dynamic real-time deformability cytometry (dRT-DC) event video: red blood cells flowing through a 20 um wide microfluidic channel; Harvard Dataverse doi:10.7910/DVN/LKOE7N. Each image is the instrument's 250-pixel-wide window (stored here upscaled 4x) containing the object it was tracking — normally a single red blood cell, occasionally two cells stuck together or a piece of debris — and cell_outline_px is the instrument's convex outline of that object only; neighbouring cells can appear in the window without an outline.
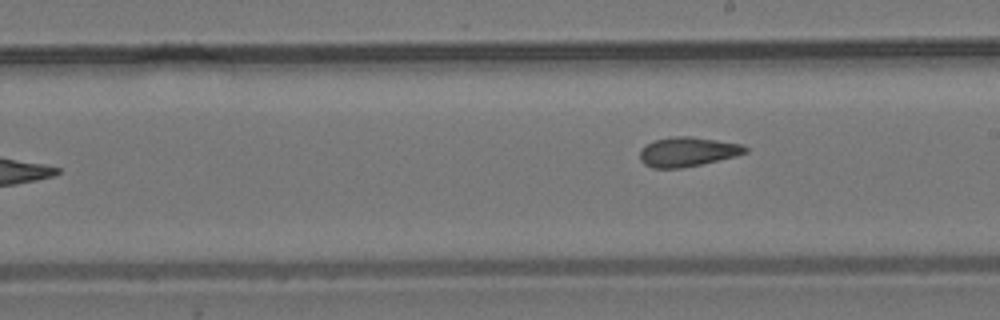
{"species": "common noctule bat (a hibernating species)", "species_latin": "Nyctalus noctula", "temperature_condition": "room temperature", "stored_images_in_passage": 8, "camera_frame_rate_fps": 3000, "um_per_image_px": 0.085, "animal": {"sex": "male", "body_mass_g": 19.2, "forearm_length_mm": 51.8}, "frame": {"image": 1, "passage_image": 8, "time_ms": 9.0, "image_size_px": [1000, 320], "cell_outline_px": [[748, 152], [736, 156], [700, 164], [680, 168], [652, 168], [644, 164], [640, 160], [640, 148], [656, 140], [672, 136], [692, 136], [740, 144], [748, 148]], "centroid_in_image_um": [58.43, 12.9], "position_along_channel_um": 230.6, "area_um2": 17.98}}